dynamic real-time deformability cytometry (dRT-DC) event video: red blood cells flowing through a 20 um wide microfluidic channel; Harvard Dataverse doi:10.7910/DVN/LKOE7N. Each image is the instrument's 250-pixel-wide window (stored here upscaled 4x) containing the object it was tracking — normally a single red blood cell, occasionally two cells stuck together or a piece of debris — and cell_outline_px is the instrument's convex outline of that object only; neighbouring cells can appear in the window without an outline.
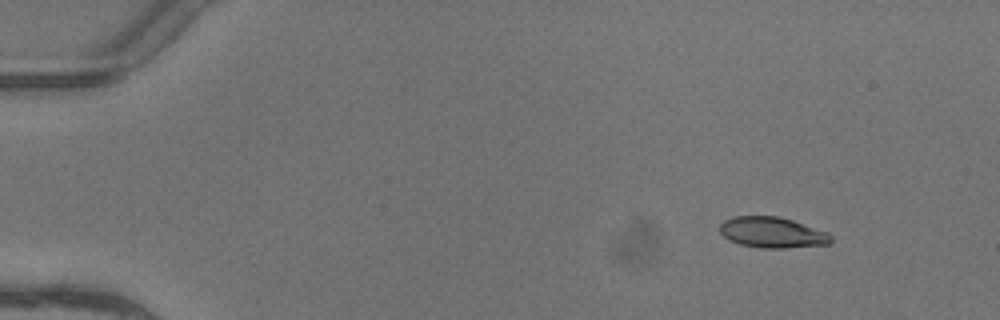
{"species": "common noctule bat (a hibernating species)", "species_latin": "Nyctalus noctula", "temperature_condition": "warm", "stored_images_in_passage": 4, "camera_frame_rate_fps": 3000, "um_per_image_px": 0.085, "animal": {"sex": "female"}, "frame": {"image": 1, "passage_image": 1, "time_ms": 0.0, "image_size_px": [1000, 320], "cell_outline_px": [[832, 240], [828, 244], [784, 248], [760, 248], [740, 244], [728, 240], [720, 232], [720, 224], [724, 220], [732, 216], [776, 216], [792, 220], [828, 232], [832, 236]], "centroid_in_image_um": [65.62, 19.76], "position_along_channel_um": 19.4, "area_um2": 19.94}}
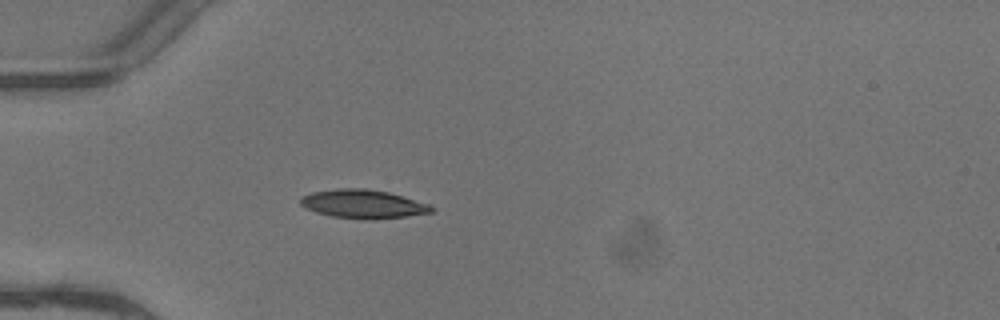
{"frame": {"image": 2, "passage_image": 4, "time_ms": 1.0, "image_size_px": [1000, 320], "cell_outline_px": [[432, 212], [404, 216], [372, 220], [364, 220], [332, 216], [316, 212], [304, 208], [300, 204], [300, 196], [312, 192], [336, 188], [364, 188], [388, 192], [428, 204], [432, 208]], "centroid_in_image_um": [30.77, 17.34], "position_along_channel_um": 54.2, "area_um2": 21.79}}